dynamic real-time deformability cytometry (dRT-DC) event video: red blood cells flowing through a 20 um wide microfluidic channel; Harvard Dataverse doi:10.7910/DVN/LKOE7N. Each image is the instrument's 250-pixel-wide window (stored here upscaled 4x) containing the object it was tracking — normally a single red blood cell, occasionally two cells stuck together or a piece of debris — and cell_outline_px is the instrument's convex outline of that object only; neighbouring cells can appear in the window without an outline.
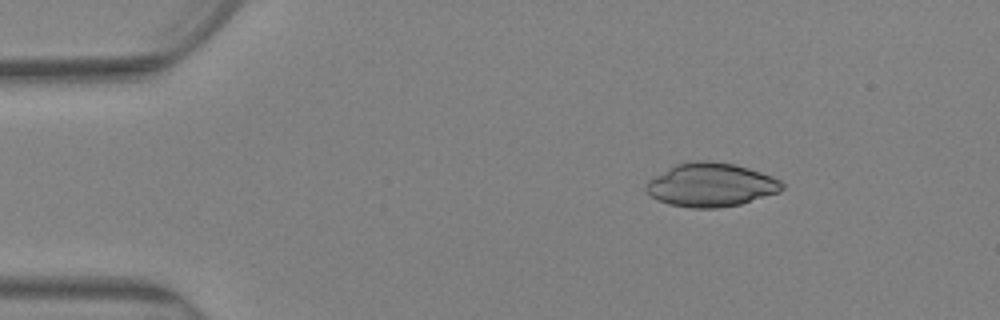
{"species": "Egyptian fruit bat (a non-hibernating species)", "species_latin": "Rousettus aegyptiacus", "temperature_condition": "warm", "stored_images_in_passage": 71, "camera_frame_rate_fps": 3000, "um_per_image_px": 0.085, "animal": {"sex": "female"}, "frame": {"image": 1, "passage_image": 2, "time_ms": 0.333, "image_size_px": [1000, 320], "cell_outline_px": [[784, 188], [780, 192], [740, 204], [720, 208], [692, 208], [668, 204], [656, 200], [644, 188], [648, 180], [676, 164], [696, 160], [712, 160], [736, 164], [772, 176], [780, 180], [784, 184]], "centroid_in_image_um": [60.44, 15.71], "position_along_channel_um": 24.6, "area_um2": 34.74}}
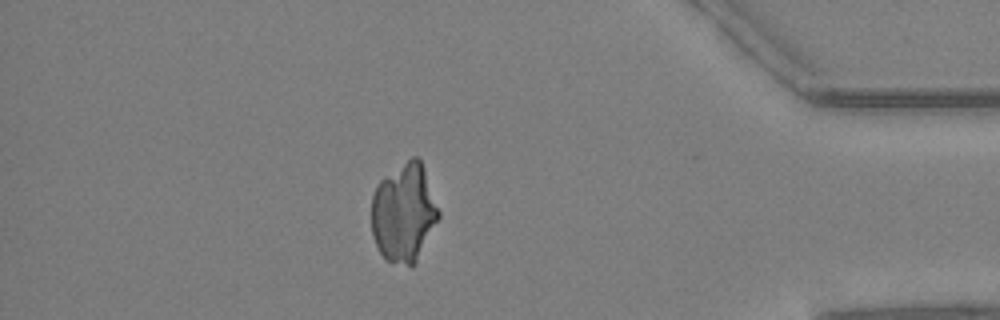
{"frame": {"image": 2, "passage_image": 61, "time_ms": 20.0, "image_size_px": [1000, 320], "cell_outline_px": [[440, 216], [416, 264], [412, 268], [384, 260], [372, 236], [372, 196], [376, 184], [384, 176], [412, 156], [416, 156], [420, 160], [424, 168], [440, 212]], "centroid_in_image_um": [34.33, 18.12], "position_along_channel_um": 400.9, "area_um2": 38.96}}